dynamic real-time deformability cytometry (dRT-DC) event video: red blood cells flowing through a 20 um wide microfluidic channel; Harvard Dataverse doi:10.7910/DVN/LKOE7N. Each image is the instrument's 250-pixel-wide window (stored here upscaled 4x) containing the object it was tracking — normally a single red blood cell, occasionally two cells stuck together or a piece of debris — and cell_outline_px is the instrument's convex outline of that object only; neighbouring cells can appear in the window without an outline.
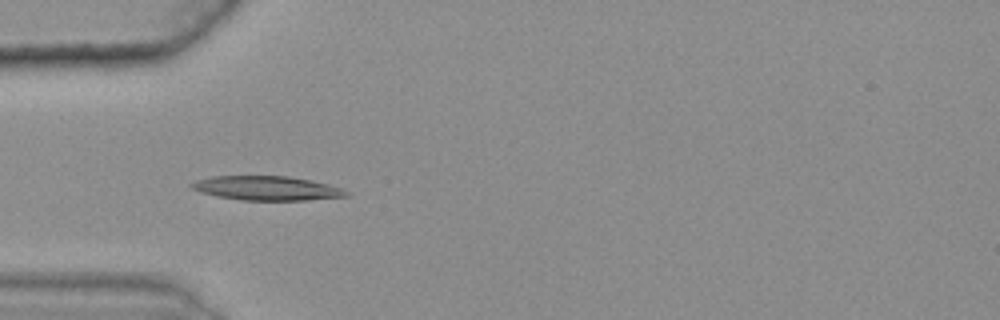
{"species": "common noctule bat (a hibernating species)", "species_latin": "Nyctalus noctula", "temperature_condition": "warm", "stored_images_in_passage": 19, "camera_frame_rate_fps": 3000, "um_per_image_px": 0.085, "animal": {"sex": "female", "body_mass_g": 25.1}, "frame": {"image": 1, "passage_image": 14, "time_ms": 4.333, "image_size_px": [1000, 320], "cell_outline_px": [[348, 196], [308, 200], [240, 200], [216, 196], [200, 192], [192, 188], [188, 184], [196, 180], [212, 176], [288, 176], [328, 184], [340, 188], [348, 192]], "centroid_in_image_um": [22.63, 16.0], "position_along_channel_um": 62.4, "area_um2": 21.73}}